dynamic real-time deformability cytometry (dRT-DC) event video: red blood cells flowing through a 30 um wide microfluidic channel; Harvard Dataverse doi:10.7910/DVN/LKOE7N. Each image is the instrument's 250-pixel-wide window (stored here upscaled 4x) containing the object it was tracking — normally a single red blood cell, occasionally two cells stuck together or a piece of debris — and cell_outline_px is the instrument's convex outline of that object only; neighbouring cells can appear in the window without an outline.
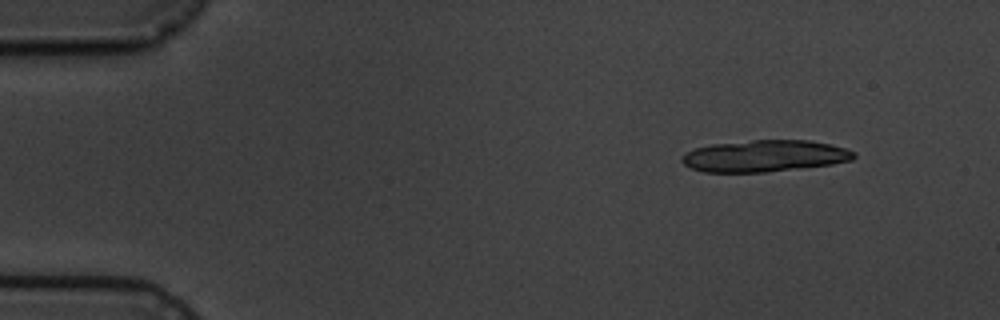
{"species": "common noctule bat (a hibernating species)", "species_latin": "Nyctalus noctula", "temperature_condition": "cold", "stored_images_in_passage": 5, "camera_frame_rate_fps": 3000, "um_per_image_px": 0.085, "animal": {"sex": "male", "body_mass_g": 19.5, "forearm_length_mm": 54.6}, "frame": {"image": 1, "passage_image": 2, "time_ms": 1.0, "image_size_px": [1000, 320], "cell_outline_px": [[856, 156], [852, 160], [832, 164], [764, 172], [704, 172], [692, 168], [684, 164], [680, 160], [684, 152], [696, 148], [712, 144], [752, 140], [808, 140], [828, 144], [844, 148], [856, 152]], "centroid_in_image_um": [64.97, 13.25], "position_along_channel_um": 20.0, "area_um2": 31.62}}